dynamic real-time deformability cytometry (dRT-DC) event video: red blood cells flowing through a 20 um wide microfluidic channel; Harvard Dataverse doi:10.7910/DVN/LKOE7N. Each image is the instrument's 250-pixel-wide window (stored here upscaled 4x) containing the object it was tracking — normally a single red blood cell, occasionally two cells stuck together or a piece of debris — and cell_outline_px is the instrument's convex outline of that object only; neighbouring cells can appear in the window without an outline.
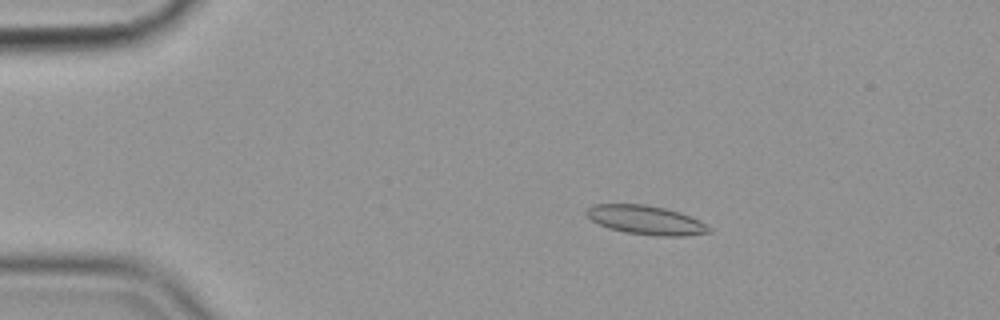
{"species": "common noctule bat (a hibernating species)", "species_latin": "Nyctalus noctula", "temperature_condition": "cold", "stored_images_in_passage": 54, "camera_frame_rate_fps": 3000, "um_per_image_px": 0.085, "animal": {"sex": "female", "body_mass_g": 19.9}, "frame": {"image": 1, "passage_image": 11, "time_ms": 3.333, "image_size_px": [1000, 320], "cell_outline_px": [[712, 232], [688, 236], [656, 236], [624, 232], [608, 228], [592, 220], [584, 212], [592, 204], [644, 204], [664, 208], [680, 212], [700, 220], [712, 228]], "centroid_in_image_um": [54.94, 18.71], "position_along_channel_um": 30.1, "area_um2": 20.87}}
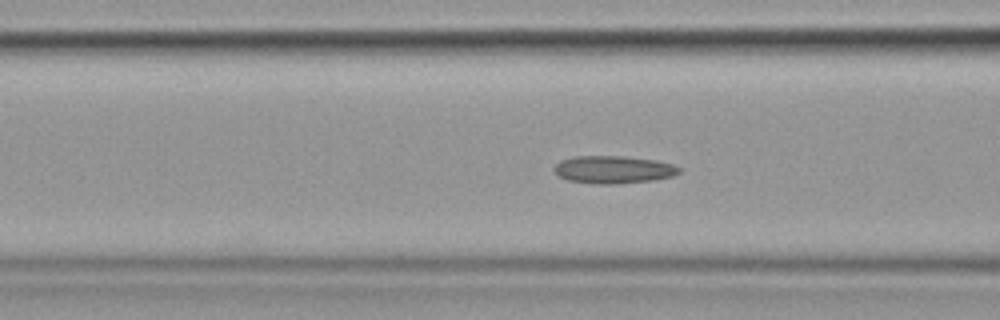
{"frame": {"image": 2, "passage_image": 23, "time_ms": 7.333, "image_size_px": [1000, 320], "cell_outline_px": [[680, 172], [672, 176], [652, 180], [616, 184], [596, 184], [568, 180], [560, 176], [552, 168], [560, 160], [572, 156], [624, 156], [656, 160], [672, 164], [680, 168]], "centroid_in_image_um": [52.12, 14.41], "position_along_channel_um": 114.5, "area_um2": 20.11}}
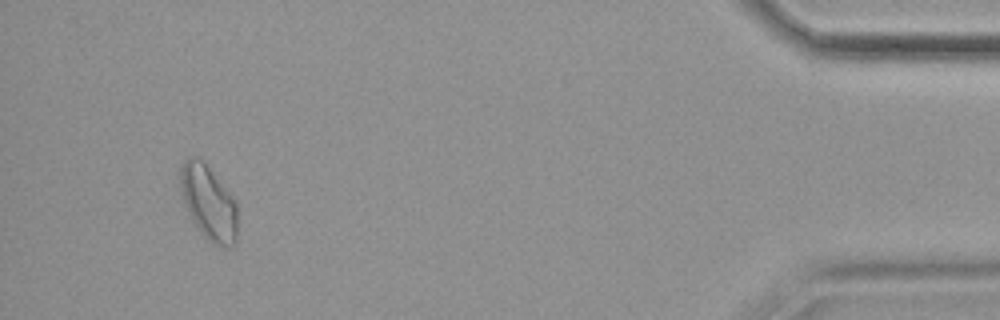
{"frame": {"image": 3, "passage_image": 54, "time_ms": 17.667, "image_size_px": [1000, 320], "cell_outline_px": [[236, 244], [232, 248], [224, 248], [212, 244], [200, 232], [192, 220], [184, 204], [180, 188], [180, 168], [184, 160], [188, 156], [196, 156], [208, 168], [236, 200]], "centroid_in_image_um": [17.72, 17.27], "position_along_channel_um": 417.5, "area_um2": 24.8}, "authors_computed_cell_mechanics": {"area_um2": 20.1144, "velocity_mm_per_s": 3.5707, "shape_relaxation_time_tau1_ms": null, "shape_relaxation_time_tau2_ms": 4.9577, "deformation_change_tau1": null, "deformation_change_tau2": 0.1118}}